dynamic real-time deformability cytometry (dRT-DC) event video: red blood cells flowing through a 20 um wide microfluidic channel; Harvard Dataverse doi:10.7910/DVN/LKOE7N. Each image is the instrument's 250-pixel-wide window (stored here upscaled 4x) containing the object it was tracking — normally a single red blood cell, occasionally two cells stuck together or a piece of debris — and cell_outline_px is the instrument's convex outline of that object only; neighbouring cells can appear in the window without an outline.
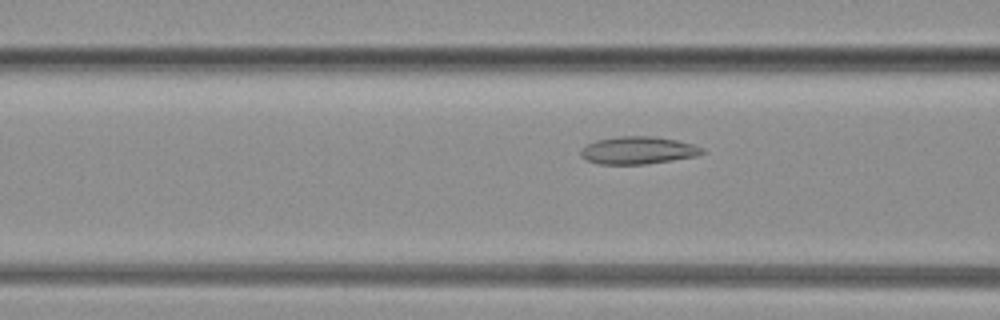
{"species": "common noctule bat (a hibernating species)", "species_latin": "Nyctalus noctula", "temperature_condition": "warm", "stored_images_in_passage": 45, "camera_frame_rate_fps": 3000, "um_per_image_px": 0.085, "animal": {"sex": "female", "body_mass_g": 19.3, "forearm_length_mm": 54.1}, "frame": {"image": 1, "passage_image": 7, "time_ms": 2.0, "image_size_px": [1000, 320], "cell_outline_px": [[704, 152], [696, 156], [648, 164], [600, 164], [588, 160], [580, 156], [580, 152], [588, 144], [596, 140], [620, 136], [652, 136], [676, 140], [692, 144], [704, 148]], "centroid_in_image_um": [54.24, 12.78], "position_along_channel_um": 112.4, "area_um2": 19.31}}
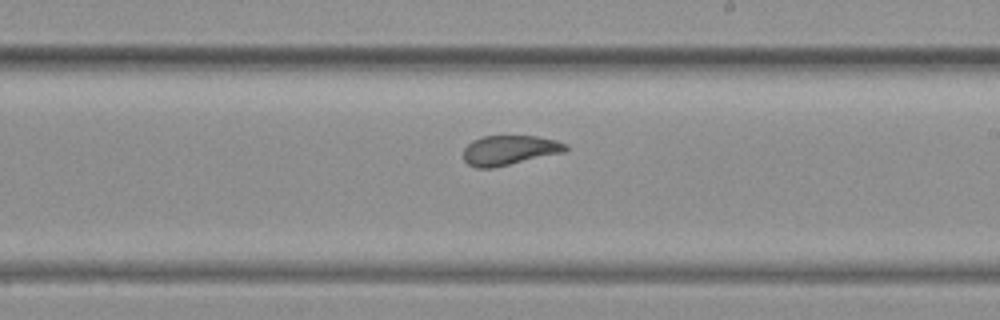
{"frame": {"image": 2, "passage_image": 23, "time_ms": 7.333, "image_size_px": [1000, 320], "cell_outline_px": [[568, 148], [564, 152], [492, 168], [476, 168], [468, 164], [464, 160], [464, 148], [472, 140], [484, 136], [536, 136], [556, 140], [568, 144]], "centroid_in_image_um": [43.3, 12.76], "position_along_channel_um": 245.7, "area_um2": 17.63}}
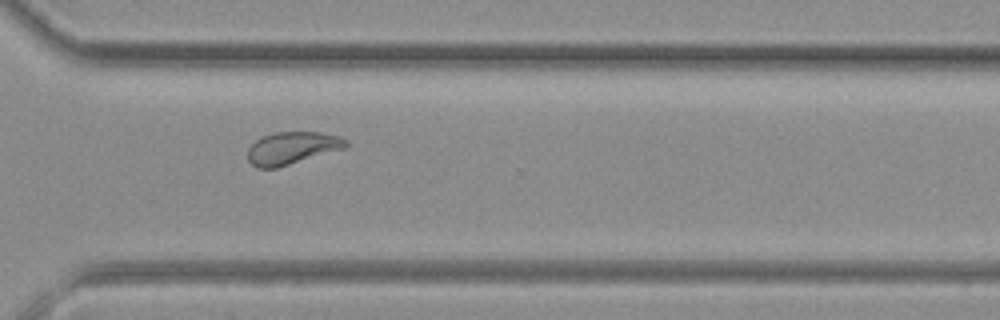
{"frame": {"image": 3, "passage_image": 35, "time_ms": 11.333, "image_size_px": [1000, 320], "cell_outline_px": [[348, 144], [344, 148], [276, 168], [256, 168], [248, 160], [248, 148], [256, 140], [272, 132], [320, 132], [340, 136], [348, 140]], "centroid_in_image_um": [24.82, 12.57], "position_along_channel_um": 345.8, "area_um2": 18.44}}